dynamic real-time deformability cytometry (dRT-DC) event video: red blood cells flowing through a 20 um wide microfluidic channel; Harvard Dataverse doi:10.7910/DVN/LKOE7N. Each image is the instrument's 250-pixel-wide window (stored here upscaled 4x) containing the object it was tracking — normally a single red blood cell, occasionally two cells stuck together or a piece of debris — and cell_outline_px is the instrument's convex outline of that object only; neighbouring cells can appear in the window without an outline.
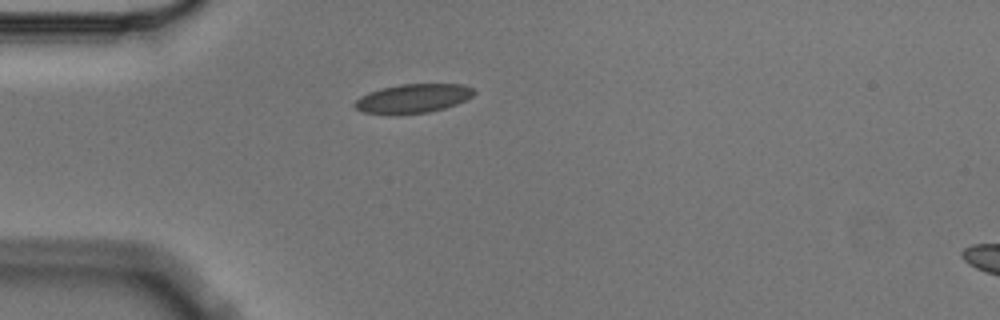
{"species": "Egyptian fruit bat (a non-hibernating species)", "species_latin": "Rousettus aegyptiacus", "temperature_condition": "cold", "stored_images_in_passage": 1, "camera_frame_rate_fps": 3000, "um_per_image_px": 0.085, "animal": {"sex": "male"}, "frame": {"image": 1, "passage_image": 1, "time_ms": 0.0, "image_size_px": [1000, 320], "cell_outline_px": [[476, 92], [472, 96], [456, 104], [444, 108], [428, 112], [388, 116], [364, 112], [356, 108], [352, 104], [360, 96], [368, 92], [380, 88], [404, 84], [464, 84], [472, 88]], "centroid_in_image_um": [35.05, 8.38], "position_along_channel_um": 49.9, "area_um2": 20.4}}